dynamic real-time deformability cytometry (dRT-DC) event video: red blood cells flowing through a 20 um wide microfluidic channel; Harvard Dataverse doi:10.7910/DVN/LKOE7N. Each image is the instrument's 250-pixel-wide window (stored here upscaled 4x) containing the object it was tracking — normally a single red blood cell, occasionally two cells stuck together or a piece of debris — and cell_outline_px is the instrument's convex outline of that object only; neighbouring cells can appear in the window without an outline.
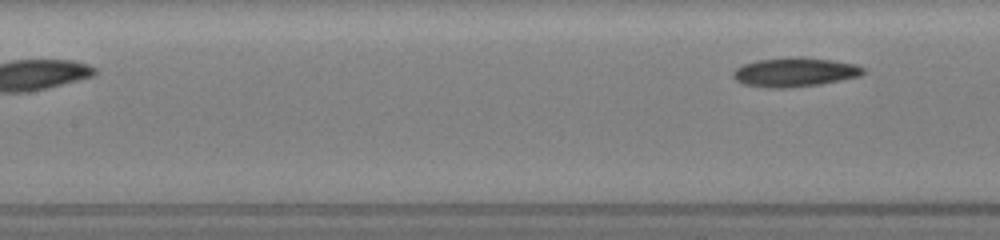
{"species": "common noctule bat (a hibernating species)", "species_latin": "Nyctalus noctula", "temperature_condition": "room temperature", "stored_images_in_passage": 8, "segment_of_instrument_passage": [2, 2], "camera_frame_rate_fps": 3000, "um_per_image_px": 0.085, "animal": {"sex": "female", "body_mass_g": 19.5, "forearm_length_mm": 54.1}, "frame": {"image": 1, "passage_image": 8, "time_ms": 2.333, "image_size_px": [1000, 240], "cell_outline_px": [[868, 72], [860, 76], [820, 84], [784, 88], [772, 88], [744, 84], [736, 80], [732, 76], [732, 72], [736, 68], [744, 64], [756, 60], [788, 56], [800, 56], [832, 60], [856, 64], [864, 68]], "centroid_in_image_um": [67.57, 6.11], "position_along_channel_um": 139.8, "area_um2": 22.31}}